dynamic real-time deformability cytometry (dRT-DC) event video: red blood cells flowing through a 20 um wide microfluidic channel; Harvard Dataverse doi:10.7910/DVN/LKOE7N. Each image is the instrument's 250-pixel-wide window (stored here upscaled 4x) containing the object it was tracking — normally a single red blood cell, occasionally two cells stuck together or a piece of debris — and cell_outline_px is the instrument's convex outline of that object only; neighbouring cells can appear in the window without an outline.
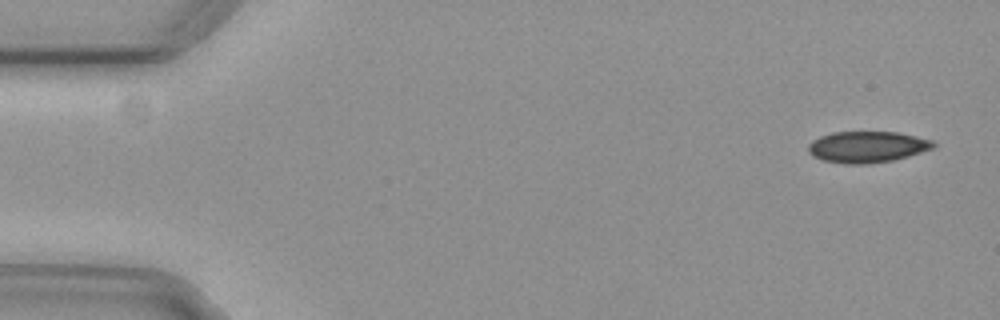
{"species": "common noctule bat (a hibernating species)", "species_latin": "Nyctalus noctula", "temperature_condition": "cold", "stored_images_in_passage": 13, "camera_frame_rate_fps": 3000, "um_per_image_px": 0.085, "animal": {"sex": "female", "body_mass_g": 29.2, "forearm_length_mm": 56.3}, "frame": {"image": 1, "passage_image": 1, "time_ms": 0.0, "image_size_px": [1000, 320], "cell_outline_px": [[936, 144], [932, 148], [908, 156], [892, 160], [868, 164], [844, 164], [824, 160], [812, 156], [808, 152], [808, 144], [812, 140], [820, 136], [832, 132], [896, 132], [916, 136], [932, 140]], "centroid_in_image_um": [73.67, 12.48], "position_along_channel_um": 11.3, "area_um2": 22.77}}
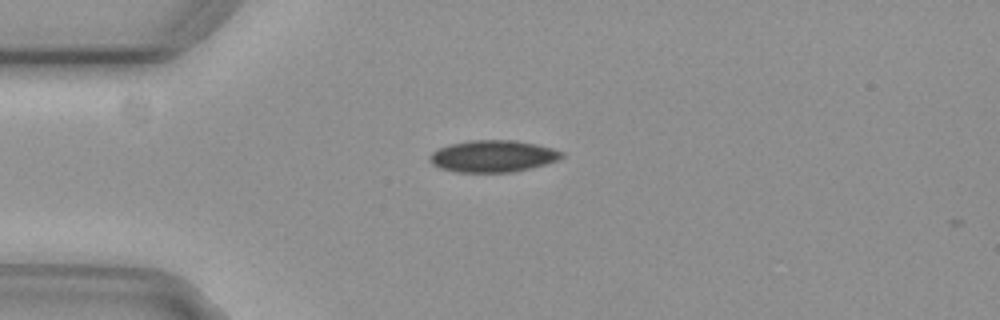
{"frame": {"image": 2, "passage_image": 12, "time_ms": 3.667, "image_size_px": [1000, 320], "cell_outline_px": [[564, 156], [556, 160], [532, 168], [512, 172], [456, 172], [440, 168], [432, 164], [428, 160], [428, 156], [432, 152], [448, 144], [468, 140], [512, 140], [536, 144], [552, 148], [564, 152]], "centroid_in_image_um": [41.86, 13.27], "position_along_channel_um": 43.1, "area_um2": 24.57}}